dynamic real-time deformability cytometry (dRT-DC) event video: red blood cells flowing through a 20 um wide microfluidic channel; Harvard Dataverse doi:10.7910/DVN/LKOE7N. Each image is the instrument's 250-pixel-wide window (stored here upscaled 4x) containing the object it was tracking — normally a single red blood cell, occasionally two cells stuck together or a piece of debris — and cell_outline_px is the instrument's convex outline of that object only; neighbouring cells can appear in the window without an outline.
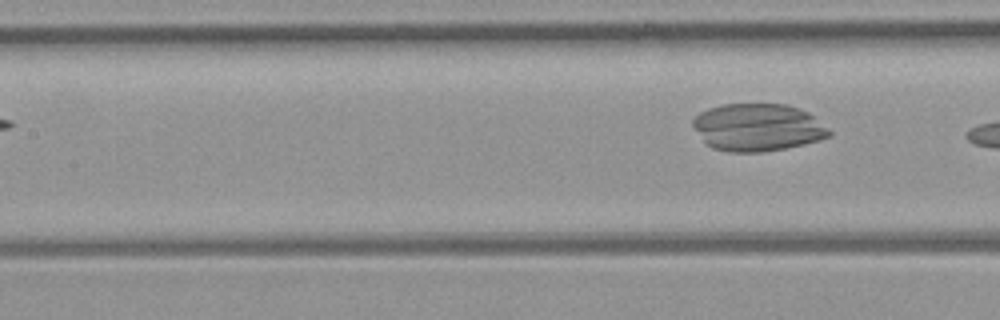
{"species": "common noctule bat (a hibernating species)", "species_latin": "Nyctalus noctula", "temperature_condition": "room temperature", "stored_images_in_passage": 6, "camera_frame_rate_fps": 3000, "um_per_image_px": 0.085, "animal": {"sex": "female", "body_mass_g": 21.9}, "frame": {"image": 1, "passage_image": 6, "time_ms": 6.0, "image_size_px": [1000, 320], "cell_outline_px": [[832, 136], [820, 140], [804, 144], [784, 148], [760, 152], [728, 152], [712, 148], [704, 140], [692, 124], [692, 120], [700, 112], [708, 108], [720, 104], [788, 104], [800, 108], [808, 112], [828, 128], [832, 132]], "centroid_in_image_um": [64.43, 10.82], "position_along_channel_um": 143.0, "area_um2": 37.74}}